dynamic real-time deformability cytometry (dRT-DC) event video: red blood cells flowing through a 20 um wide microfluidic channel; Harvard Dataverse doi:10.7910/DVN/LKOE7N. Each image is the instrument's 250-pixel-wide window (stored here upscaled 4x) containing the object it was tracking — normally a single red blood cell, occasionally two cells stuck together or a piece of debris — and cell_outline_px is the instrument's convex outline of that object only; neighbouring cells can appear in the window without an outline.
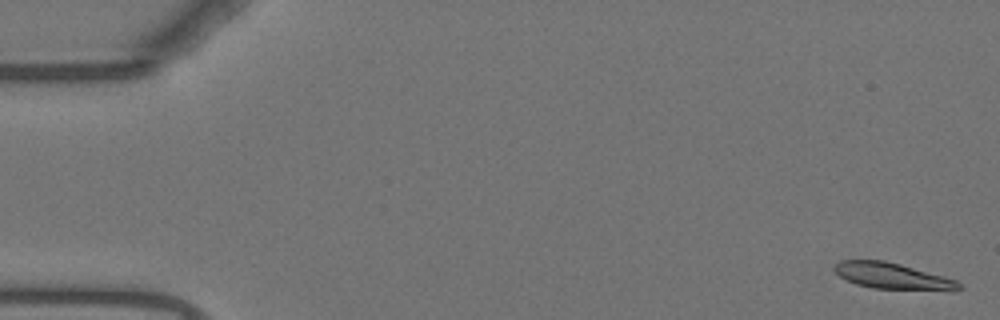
{"species": "Egyptian fruit bat (a non-hibernating species)", "species_latin": "Rousettus aegyptiacus", "temperature_condition": "warm", "stored_images_in_passage": 55, "camera_frame_rate_fps": 3000, "um_per_image_px": 0.085, "animal": {"sex": "female"}, "frame": {"image": 1, "passage_image": 2, "time_ms": 0.333, "image_size_px": [1000, 320], "cell_outline_px": [[964, 288], [956, 292], [948, 292], [872, 288], [856, 284], [840, 276], [832, 268], [840, 260], [884, 260], [900, 264], [944, 276], [956, 280]], "centroid_in_image_um": [75.97, 23.5], "position_along_channel_um": 9.0, "area_um2": 19.48}}
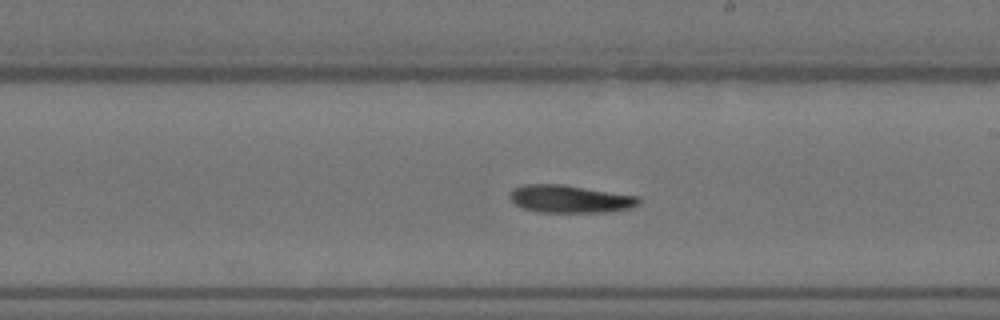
{"frame": {"image": 2, "passage_image": 32, "time_ms": 10.333, "image_size_px": [1000, 320], "cell_outline_px": [[640, 204], [632, 208], [608, 212], [536, 212], [524, 208], [516, 204], [508, 196], [508, 192], [512, 188], [524, 184], [564, 184], [636, 196], [640, 200]], "centroid_in_image_um": [48.42, 16.91], "position_along_channel_um": 240.6, "area_um2": 20.92}}
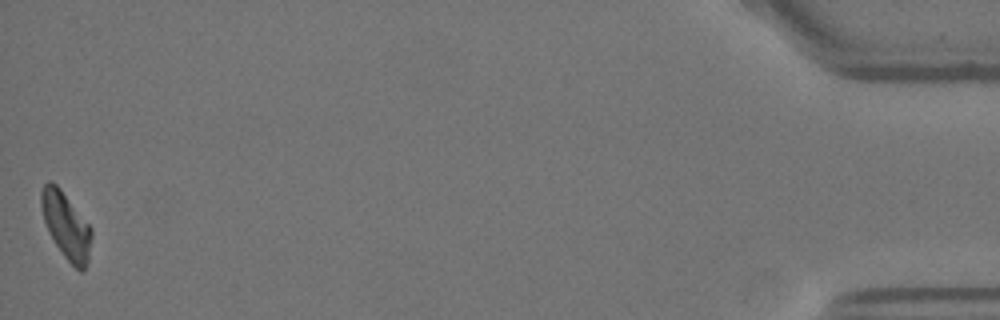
{"frame": {"image": 3, "passage_image": 55, "time_ms": 18.0, "image_size_px": [1000, 320], "cell_outline_px": [[92, 236], [88, 260], [84, 272], [80, 272], [64, 256], [56, 244], [44, 220], [40, 204], [40, 192], [44, 184], [48, 180], [56, 184], [60, 188], [92, 228]], "centroid_in_image_um": [5.63, 19.16], "position_along_channel_um": 429.6, "area_um2": 19.25}, "authors_computed_cell_mechanics": {"area_um2": 20.23, "velocity_mm_per_s": 3.6974, "shape_relaxation_time_tau1_ms": 6.8916, "shape_relaxation_time_tau2_ms": null, "deformation_change_tau1": 0.1624, "deformation_change_tau2": null}}